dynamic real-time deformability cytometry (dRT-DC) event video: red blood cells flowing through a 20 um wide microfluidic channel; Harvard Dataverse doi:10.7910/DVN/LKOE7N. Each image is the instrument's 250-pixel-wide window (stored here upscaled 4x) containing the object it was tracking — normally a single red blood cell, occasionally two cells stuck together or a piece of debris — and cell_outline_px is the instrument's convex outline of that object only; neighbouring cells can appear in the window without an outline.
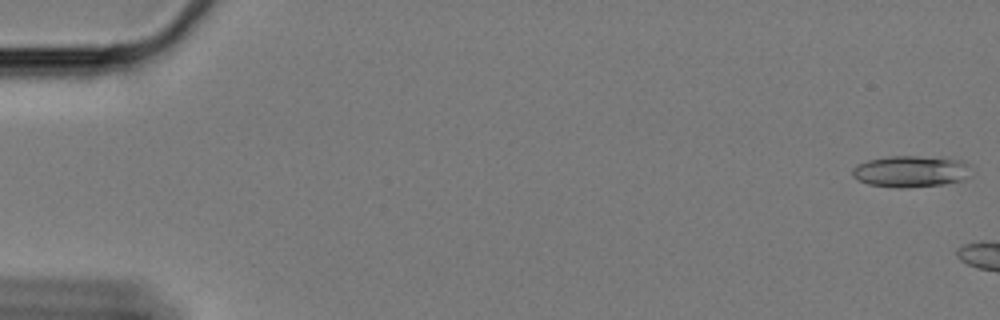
{"species": "Egyptian fruit bat (a non-hibernating species)", "species_latin": "Rousettus aegyptiacus", "temperature_condition": "cold", "stored_images_in_passage": 12, "camera_frame_rate_fps": 3000, "um_per_image_px": 0.085, "animal": {"sex": "female"}, "frame": {"image": 1, "passage_image": 1, "time_ms": 0.0, "image_size_px": [1000, 320], "cell_outline_px": [[968, 164], [964, 180], [944, 184], [868, 184], [852, 176], [852, 168], [856, 164], [868, 160], [888, 156], [940, 156], [964, 160]], "centroid_in_image_um": [77.42, 14.48], "position_along_channel_um": 7.6, "area_um2": 20.75}}